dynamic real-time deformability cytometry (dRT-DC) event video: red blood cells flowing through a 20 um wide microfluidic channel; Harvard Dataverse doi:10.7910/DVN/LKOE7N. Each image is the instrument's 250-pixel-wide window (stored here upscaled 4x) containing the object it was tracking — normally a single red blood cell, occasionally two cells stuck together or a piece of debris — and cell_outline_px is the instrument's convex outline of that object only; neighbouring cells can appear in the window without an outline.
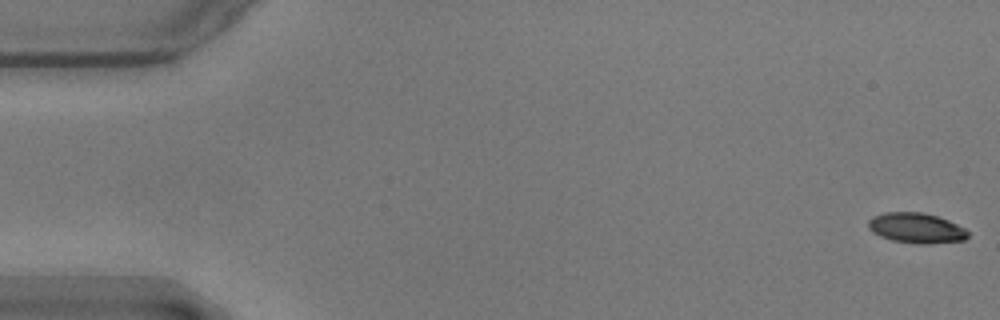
{"species": "common noctule bat (a hibernating species)", "species_latin": "Nyctalus noctula", "temperature_condition": "warm", "stored_images_in_passage": 12, "camera_frame_rate_fps": 3000, "um_per_image_px": 0.085, "animal": {"sex": "male", "body_mass_g": 17.9}, "frame": {"image": 1, "passage_image": 1, "time_ms": 0.0, "image_size_px": [1000, 320], "cell_outline_px": [[968, 236], [964, 240], [928, 244], [916, 244], [892, 240], [880, 236], [872, 232], [868, 228], [868, 220], [872, 216], [884, 212], [924, 212], [948, 220], [964, 228], [968, 232]], "centroid_in_image_um": [77.85, 19.38], "position_along_channel_um": 7.2, "area_um2": 17.63}}